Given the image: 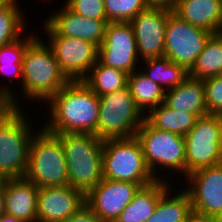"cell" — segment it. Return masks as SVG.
<instances>
[{
	"instance_id": "obj_11",
	"label": "cell",
	"mask_w": 222,
	"mask_h": 222,
	"mask_svg": "<svg viewBox=\"0 0 222 222\" xmlns=\"http://www.w3.org/2000/svg\"><path fill=\"white\" fill-rule=\"evenodd\" d=\"M212 34L172 12L166 23L164 56L189 71Z\"/></svg>"
},
{
	"instance_id": "obj_23",
	"label": "cell",
	"mask_w": 222,
	"mask_h": 222,
	"mask_svg": "<svg viewBox=\"0 0 222 222\" xmlns=\"http://www.w3.org/2000/svg\"><path fill=\"white\" fill-rule=\"evenodd\" d=\"M171 188V189H170ZM169 187L158 200L153 214L145 222H185L192 210L189 193L184 189L172 194Z\"/></svg>"
},
{
	"instance_id": "obj_7",
	"label": "cell",
	"mask_w": 222,
	"mask_h": 222,
	"mask_svg": "<svg viewBox=\"0 0 222 222\" xmlns=\"http://www.w3.org/2000/svg\"><path fill=\"white\" fill-rule=\"evenodd\" d=\"M145 120L136 106L129 87L100 96L96 137L119 139L135 137Z\"/></svg>"
},
{
	"instance_id": "obj_20",
	"label": "cell",
	"mask_w": 222,
	"mask_h": 222,
	"mask_svg": "<svg viewBox=\"0 0 222 222\" xmlns=\"http://www.w3.org/2000/svg\"><path fill=\"white\" fill-rule=\"evenodd\" d=\"M165 180L157 179L140 187L115 222H145L153 214L160 196L171 187V182H168L170 179Z\"/></svg>"
},
{
	"instance_id": "obj_37",
	"label": "cell",
	"mask_w": 222,
	"mask_h": 222,
	"mask_svg": "<svg viewBox=\"0 0 222 222\" xmlns=\"http://www.w3.org/2000/svg\"><path fill=\"white\" fill-rule=\"evenodd\" d=\"M0 222H24V221L4 213L0 216Z\"/></svg>"
},
{
	"instance_id": "obj_3",
	"label": "cell",
	"mask_w": 222,
	"mask_h": 222,
	"mask_svg": "<svg viewBox=\"0 0 222 222\" xmlns=\"http://www.w3.org/2000/svg\"><path fill=\"white\" fill-rule=\"evenodd\" d=\"M67 162L68 185L85 195L102 181L103 140L91 133L56 134Z\"/></svg>"
},
{
	"instance_id": "obj_28",
	"label": "cell",
	"mask_w": 222,
	"mask_h": 222,
	"mask_svg": "<svg viewBox=\"0 0 222 222\" xmlns=\"http://www.w3.org/2000/svg\"><path fill=\"white\" fill-rule=\"evenodd\" d=\"M34 34L33 31L32 33H29V35L27 34V36L22 35L17 40L0 47V76H9L11 86L12 79L14 80L16 78H20V83L22 85L23 57L26 48L38 37L37 33Z\"/></svg>"
},
{
	"instance_id": "obj_19",
	"label": "cell",
	"mask_w": 222,
	"mask_h": 222,
	"mask_svg": "<svg viewBox=\"0 0 222 222\" xmlns=\"http://www.w3.org/2000/svg\"><path fill=\"white\" fill-rule=\"evenodd\" d=\"M172 11L195 27L222 32V0H177Z\"/></svg>"
},
{
	"instance_id": "obj_1",
	"label": "cell",
	"mask_w": 222,
	"mask_h": 222,
	"mask_svg": "<svg viewBox=\"0 0 222 222\" xmlns=\"http://www.w3.org/2000/svg\"><path fill=\"white\" fill-rule=\"evenodd\" d=\"M46 104L49 133H97L100 97L82 80L69 81Z\"/></svg>"
},
{
	"instance_id": "obj_9",
	"label": "cell",
	"mask_w": 222,
	"mask_h": 222,
	"mask_svg": "<svg viewBox=\"0 0 222 222\" xmlns=\"http://www.w3.org/2000/svg\"><path fill=\"white\" fill-rule=\"evenodd\" d=\"M186 176L222 163V115L199 116L193 129L184 136Z\"/></svg>"
},
{
	"instance_id": "obj_29",
	"label": "cell",
	"mask_w": 222,
	"mask_h": 222,
	"mask_svg": "<svg viewBox=\"0 0 222 222\" xmlns=\"http://www.w3.org/2000/svg\"><path fill=\"white\" fill-rule=\"evenodd\" d=\"M17 0H0V47L20 38L25 31V15Z\"/></svg>"
},
{
	"instance_id": "obj_16",
	"label": "cell",
	"mask_w": 222,
	"mask_h": 222,
	"mask_svg": "<svg viewBox=\"0 0 222 222\" xmlns=\"http://www.w3.org/2000/svg\"><path fill=\"white\" fill-rule=\"evenodd\" d=\"M85 204V194L70 185L39 188L36 222H62Z\"/></svg>"
},
{
	"instance_id": "obj_12",
	"label": "cell",
	"mask_w": 222,
	"mask_h": 222,
	"mask_svg": "<svg viewBox=\"0 0 222 222\" xmlns=\"http://www.w3.org/2000/svg\"><path fill=\"white\" fill-rule=\"evenodd\" d=\"M138 60L132 25L129 22H108L104 41L98 47L97 61L104 66L131 74L138 70Z\"/></svg>"
},
{
	"instance_id": "obj_6",
	"label": "cell",
	"mask_w": 222,
	"mask_h": 222,
	"mask_svg": "<svg viewBox=\"0 0 222 222\" xmlns=\"http://www.w3.org/2000/svg\"><path fill=\"white\" fill-rule=\"evenodd\" d=\"M102 177L137 183L141 187L157 180L146 163L136 136L103 140Z\"/></svg>"
},
{
	"instance_id": "obj_8",
	"label": "cell",
	"mask_w": 222,
	"mask_h": 222,
	"mask_svg": "<svg viewBox=\"0 0 222 222\" xmlns=\"http://www.w3.org/2000/svg\"><path fill=\"white\" fill-rule=\"evenodd\" d=\"M136 138L142 146L146 163L156 179H164L157 174L158 168L166 172L170 169L172 174L175 172L186 177L184 136L155 129L144 120L136 133Z\"/></svg>"
},
{
	"instance_id": "obj_32",
	"label": "cell",
	"mask_w": 222,
	"mask_h": 222,
	"mask_svg": "<svg viewBox=\"0 0 222 222\" xmlns=\"http://www.w3.org/2000/svg\"><path fill=\"white\" fill-rule=\"evenodd\" d=\"M208 114L222 115V75L203 80Z\"/></svg>"
},
{
	"instance_id": "obj_13",
	"label": "cell",
	"mask_w": 222,
	"mask_h": 222,
	"mask_svg": "<svg viewBox=\"0 0 222 222\" xmlns=\"http://www.w3.org/2000/svg\"><path fill=\"white\" fill-rule=\"evenodd\" d=\"M172 12L167 8L147 7L129 22L141 62L164 56L166 23Z\"/></svg>"
},
{
	"instance_id": "obj_2",
	"label": "cell",
	"mask_w": 222,
	"mask_h": 222,
	"mask_svg": "<svg viewBox=\"0 0 222 222\" xmlns=\"http://www.w3.org/2000/svg\"><path fill=\"white\" fill-rule=\"evenodd\" d=\"M39 36L26 48L22 62V97L48 102L69 80L52 49Z\"/></svg>"
},
{
	"instance_id": "obj_39",
	"label": "cell",
	"mask_w": 222,
	"mask_h": 222,
	"mask_svg": "<svg viewBox=\"0 0 222 222\" xmlns=\"http://www.w3.org/2000/svg\"><path fill=\"white\" fill-rule=\"evenodd\" d=\"M7 178L0 172V189L4 186Z\"/></svg>"
},
{
	"instance_id": "obj_14",
	"label": "cell",
	"mask_w": 222,
	"mask_h": 222,
	"mask_svg": "<svg viewBox=\"0 0 222 222\" xmlns=\"http://www.w3.org/2000/svg\"><path fill=\"white\" fill-rule=\"evenodd\" d=\"M184 178L192 210L222 220V163L196 170Z\"/></svg>"
},
{
	"instance_id": "obj_33",
	"label": "cell",
	"mask_w": 222,
	"mask_h": 222,
	"mask_svg": "<svg viewBox=\"0 0 222 222\" xmlns=\"http://www.w3.org/2000/svg\"><path fill=\"white\" fill-rule=\"evenodd\" d=\"M17 91L13 90L12 87L4 84L0 86V120L8 113L10 112L14 107L15 108H22L20 106V100L17 99L18 96H16Z\"/></svg>"
},
{
	"instance_id": "obj_34",
	"label": "cell",
	"mask_w": 222,
	"mask_h": 222,
	"mask_svg": "<svg viewBox=\"0 0 222 222\" xmlns=\"http://www.w3.org/2000/svg\"><path fill=\"white\" fill-rule=\"evenodd\" d=\"M62 222H102L98 216L85 204L75 214Z\"/></svg>"
},
{
	"instance_id": "obj_25",
	"label": "cell",
	"mask_w": 222,
	"mask_h": 222,
	"mask_svg": "<svg viewBox=\"0 0 222 222\" xmlns=\"http://www.w3.org/2000/svg\"><path fill=\"white\" fill-rule=\"evenodd\" d=\"M143 62L145 68L139 67L142 69L141 72L159 84L164 91L179 86L189 77V71L184 66L172 62L165 56Z\"/></svg>"
},
{
	"instance_id": "obj_17",
	"label": "cell",
	"mask_w": 222,
	"mask_h": 222,
	"mask_svg": "<svg viewBox=\"0 0 222 222\" xmlns=\"http://www.w3.org/2000/svg\"><path fill=\"white\" fill-rule=\"evenodd\" d=\"M51 13L48 18H45V21L59 35L83 39L98 47L104 41L107 20L85 18L71 11L65 4L59 10Z\"/></svg>"
},
{
	"instance_id": "obj_38",
	"label": "cell",
	"mask_w": 222,
	"mask_h": 222,
	"mask_svg": "<svg viewBox=\"0 0 222 222\" xmlns=\"http://www.w3.org/2000/svg\"><path fill=\"white\" fill-rule=\"evenodd\" d=\"M5 213V193L4 186L0 189V216Z\"/></svg>"
},
{
	"instance_id": "obj_21",
	"label": "cell",
	"mask_w": 222,
	"mask_h": 222,
	"mask_svg": "<svg viewBox=\"0 0 222 222\" xmlns=\"http://www.w3.org/2000/svg\"><path fill=\"white\" fill-rule=\"evenodd\" d=\"M164 103L176 111L190 112L198 117L208 114L203 80L188 77L182 84L165 91Z\"/></svg>"
},
{
	"instance_id": "obj_22",
	"label": "cell",
	"mask_w": 222,
	"mask_h": 222,
	"mask_svg": "<svg viewBox=\"0 0 222 222\" xmlns=\"http://www.w3.org/2000/svg\"><path fill=\"white\" fill-rule=\"evenodd\" d=\"M198 116L190 112L176 111L164 102L151 109L145 120L155 129L185 136L196 124Z\"/></svg>"
},
{
	"instance_id": "obj_4",
	"label": "cell",
	"mask_w": 222,
	"mask_h": 222,
	"mask_svg": "<svg viewBox=\"0 0 222 222\" xmlns=\"http://www.w3.org/2000/svg\"><path fill=\"white\" fill-rule=\"evenodd\" d=\"M38 129L30 143L25 178L39 188L68 185L67 162L60 138L43 127Z\"/></svg>"
},
{
	"instance_id": "obj_31",
	"label": "cell",
	"mask_w": 222,
	"mask_h": 222,
	"mask_svg": "<svg viewBox=\"0 0 222 222\" xmlns=\"http://www.w3.org/2000/svg\"><path fill=\"white\" fill-rule=\"evenodd\" d=\"M64 4L74 13L94 20H107L104 0H66Z\"/></svg>"
},
{
	"instance_id": "obj_18",
	"label": "cell",
	"mask_w": 222,
	"mask_h": 222,
	"mask_svg": "<svg viewBox=\"0 0 222 222\" xmlns=\"http://www.w3.org/2000/svg\"><path fill=\"white\" fill-rule=\"evenodd\" d=\"M5 213L24 222H36L39 187L23 178H7L4 184Z\"/></svg>"
},
{
	"instance_id": "obj_15",
	"label": "cell",
	"mask_w": 222,
	"mask_h": 222,
	"mask_svg": "<svg viewBox=\"0 0 222 222\" xmlns=\"http://www.w3.org/2000/svg\"><path fill=\"white\" fill-rule=\"evenodd\" d=\"M141 186L103 178L86 195V205L102 222H115Z\"/></svg>"
},
{
	"instance_id": "obj_10",
	"label": "cell",
	"mask_w": 222,
	"mask_h": 222,
	"mask_svg": "<svg viewBox=\"0 0 222 222\" xmlns=\"http://www.w3.org/2000/svg\"><path fill=\"white\" fill-rule=\"evenodd\" d=\"M44 33L61 72L69 81L83 80L97 62L98 46L92 42L59 35L45 20ZM50 39V40H49Z\"/></svg>"
},
{
	"instance_id": "obj_5",
	"label": "cell",
	"mask_w": 222,
	"mask_h": 222,
	"mask_svg": "<svg viewBox=\"0 0 222 222\" xmlns=\"http://www.w3.org/2000/svg\"><path fill=\"white\" fill-rule=\"evenodd\" d=\"M23 111L14 107L0 120V172L6 178H23L27 171L29 147L37 130Z\"/></svg>"
},
{
	"instance_id": "obj_24",
	"label": "cell",
	"mask_w": 222,
	"mask_h": 222,
	"mask_svg": "<svg viewBox=\"0 0 222 222\" xmlns=\"http://www.w3.org/2000/svg\"><path fill=\"white\" fill-rule=\"evenodd\" d=\"M138 70L128 75L127 86L136 106L146 115L151 109L164 102L165 91L159 84L145 76L140 69Z\"/></svg>"
},
{
	"instance_id": "obj_35",
	"label": "cell",
	"mask_w": 222,
	"mask_h": 222,
	"mask_svg": "<svg viewBox=\"0 0 222 222\" xmlns=\"http://www.w3.org/2000/svg\"><path fill=\"white\" fill-rule=\"evenodd\" d=\"M185 222H222L219 218L191 210Z\"/></svg>"
},
{
	"instance_id": "obj_26",
	"label": "cell",
	"mask_w": 222,
	"mask_h": 222,
	"mask_svg": "<svg viewBox=\"0 0 222 222\" xmlns=\"http://www.w3.org/2000/svg\"><path fill=\"white\" fill-rule=\"evenodd\" d=\"M222 75V32L212 34L189 70V77L204 80Z\"/></svg>"
},
{
	"instance_id": "obj_27",
	"label": "cell",
	"mask_w": 222,
	"mask_h": 222,
	"mask_svg": "<svg viewBox=\"0 0 222 222\" xmlns=\"http://www.w3.org/2000/svg\"><path fill=\"white\" fill-rule=\"evenodd\" d=\"M128 75L123 70L104 66L97 61L82 81L100 97L127 87Z\"/></svg>"
},
{
	"instance_id": "obj_36",
	"label": "cell",
	"mask_w": 222,
	"mask_h": 222,
	"mask_svg": "<svg viewBox=\"0 0 222 222\" xmlns=\"http://www.w3.org/2000/svg\"><path fill=\"white\" fill-rule=\"evenodd\" d=\"M177 0H144L148 7H160L173 10Z\"/></svg>"
},
{
	"instance_id": "obj_30",
	"label": "cell",
	"mask_w": 222,
	"mask_h": 222,
	"mask_svg": "<svg viewBox=\"0 0 222 222\" xmlns=\"http://www.w3.org/2000/svg\"><path fill=\"white\" fill-rule=\"evenodd\" d=\"M108 22H130L148 6L144 0H104Z\"/></svg>"
}]
</instances>
